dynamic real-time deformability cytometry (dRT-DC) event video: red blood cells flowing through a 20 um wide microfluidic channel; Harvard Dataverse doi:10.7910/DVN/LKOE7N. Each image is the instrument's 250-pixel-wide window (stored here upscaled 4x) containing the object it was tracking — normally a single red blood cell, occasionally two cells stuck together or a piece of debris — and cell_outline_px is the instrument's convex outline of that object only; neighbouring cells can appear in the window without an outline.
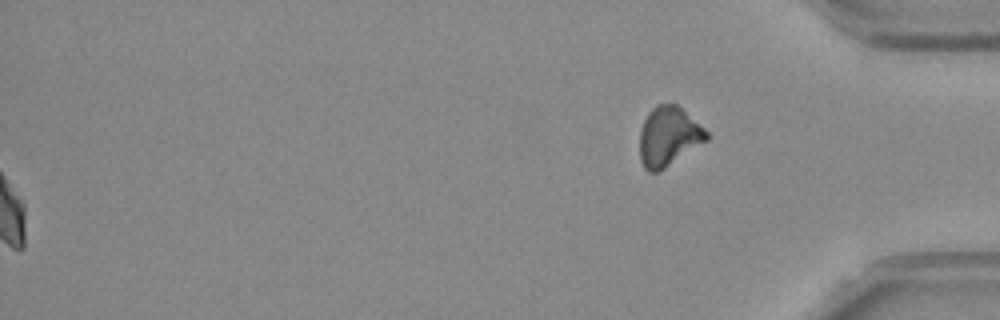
{"species": "Egyptian fruit bat (a non-hibernating species)", "species_latin": "Rousettus aegyptiacus", "temperature_condition": "room temperature", "stored_images_in_passage": 54, "segment_of_instrument_passage": [2, 2], "camera_frame_rate_fps": 3000, "um_per_image_px": 0.085, "frame": {"image": 1, "passage_image": 54, "time_ms": 17.667, "image_size_px": [1000, 320], "cell_outline_px": [[708, 140], [664, 168], [656, 172], [648, 172], [644, 168], [640, 160], [640, 132], [644, 120], [648, 112], [656, 104], [676, 104], [704, 128], [708, 132]], "centroid_in_image_um": [56.81, 11.6], "position_along_channel_um": 378.4, "area_um2": 22.89}}